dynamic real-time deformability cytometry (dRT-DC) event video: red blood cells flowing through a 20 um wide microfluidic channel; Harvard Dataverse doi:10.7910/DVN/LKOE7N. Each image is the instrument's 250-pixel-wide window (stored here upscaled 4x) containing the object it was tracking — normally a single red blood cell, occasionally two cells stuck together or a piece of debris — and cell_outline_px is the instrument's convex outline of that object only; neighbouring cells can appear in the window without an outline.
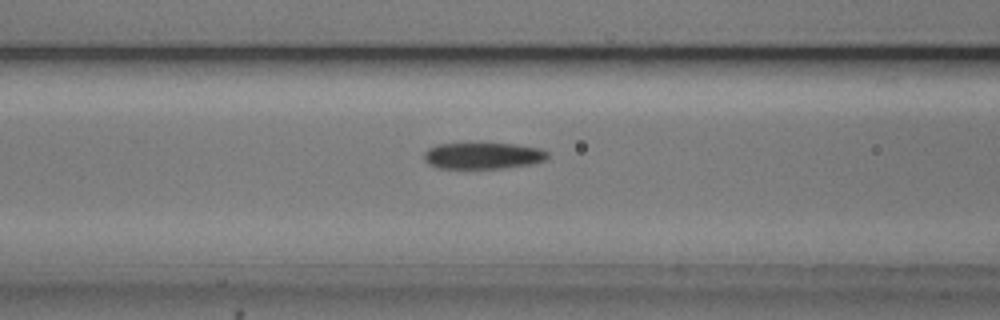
{"species": "common noctule bat (a hibernating species)", "species_latin": "Nyctalus noctula", "temperature_condition": "cold", "stored_images_in_passage": 14, "camera_frame_rate_fps": 3000, "um_per_image_px": 0.085, "animal": {"sex": "male", "body_mass_g": 20.5, "forearm_length_mm": 52.5}, "frame": {"image": 1, "passage_image": 12, "time_ms": 3.667, "image_size_px": [1000, 320], "cell_outline_px": [[548, 156], [544, 160], [532, 164], [504, 168], [436, 168], [428, 164], [424, 160], [424, 152], [428, 148], [436, 144], [512, 144], [540, 148], [548, 152]], "centroid_in_image_um": [41.02, 13.24], "position_along_channel_um": 125.6, "area_um2": 18.96}}